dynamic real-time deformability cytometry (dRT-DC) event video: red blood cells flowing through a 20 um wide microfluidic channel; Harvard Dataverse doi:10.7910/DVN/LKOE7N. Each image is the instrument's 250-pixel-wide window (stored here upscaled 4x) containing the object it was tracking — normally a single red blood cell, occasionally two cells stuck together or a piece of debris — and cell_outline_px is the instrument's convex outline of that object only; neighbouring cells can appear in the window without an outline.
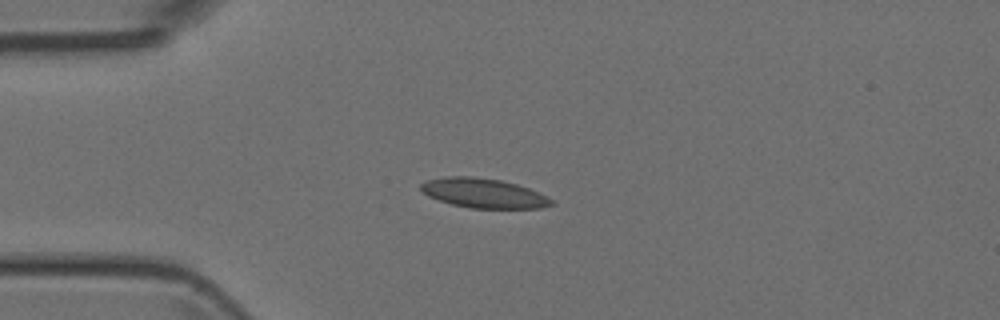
{"species": "Egyptian fruit bat (a non-hibernating species)", "species_latin": "Rousettus aegyptiacus", "temperature_condition": "room temperature", "stored_images_in_passage": 7, "camera_frame_rate_fps": 3000, "um_per_image_px": 0.085, "animal": {"sex": "female"}, "frame": {"image": 1, "passage_image": 4, "time_ms": 3.333, "image_size_px": [1000, 320], "cell_outline_px": [[556, 204], [540, 208], [468, 208], [452, 204], [428, 196], [420, 188], [420, 184], [428, 180], [448, 176], [472, 176], [500, 180], [516, 184], [528, 188], [552, 200]], "centroid_in_image_um": [41.09, 16.42], "position_along_channel_um": 43.9, "area_um2": 22.2}}
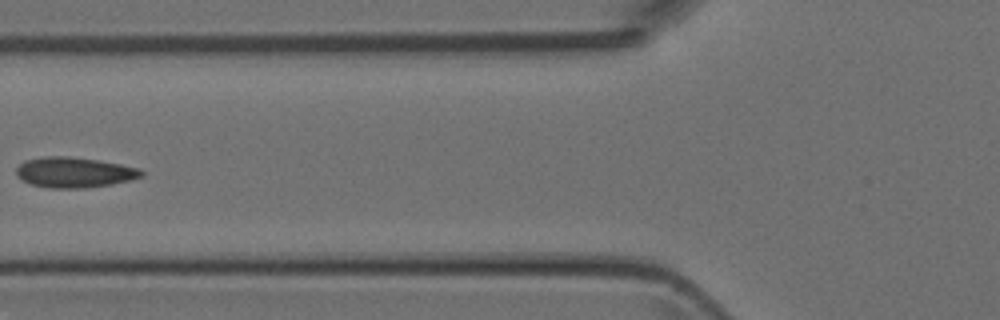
{"frame": {"image": 2, "passage_image": 6, "time_ms": 5.667, "image_size_px": [1000, 320], "cell_outline_px": [[144, 176], [132, 180], [112, 184], [84, 188], [48, 188], [32, 184], [20, 180], [16, 176], [16, 168], [24, 160], [44, 156], [68, 156], [96, 160], [120, 164], [140, 168], [144, 172]], "centroid_in_image_um": [6.31, 14.65], "position_along_channel_um": 119.5, "area_um2": 22.37}}
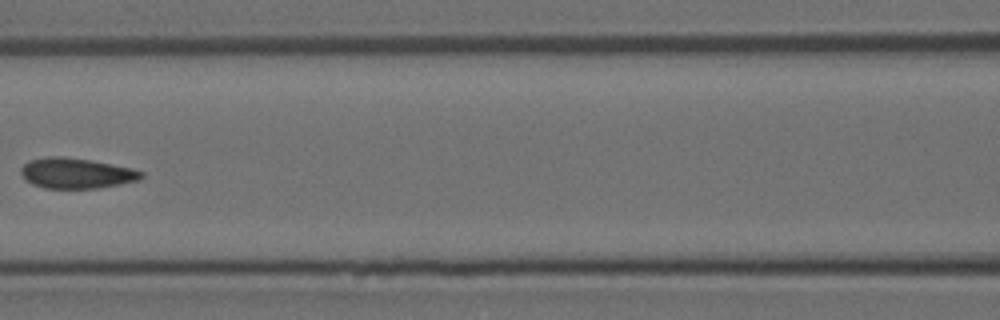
{"frame": {"image": 3, "passage_image": 7, "time_ms": 6.667, "image_size_px": [1000, 320], "cell_outline_px": [[144, 176], [140, 180], [100, 188], [44, 188], [32, 184], [20, 172], [20, 168], [28, 160], [48, 156], [64, 156], [92, 160], [132, 168], [144, 172]], "centroid_in_image_um": [6.51, 14.71], "position_along_channel_um": 160.1, "area_um2": 21.5}}